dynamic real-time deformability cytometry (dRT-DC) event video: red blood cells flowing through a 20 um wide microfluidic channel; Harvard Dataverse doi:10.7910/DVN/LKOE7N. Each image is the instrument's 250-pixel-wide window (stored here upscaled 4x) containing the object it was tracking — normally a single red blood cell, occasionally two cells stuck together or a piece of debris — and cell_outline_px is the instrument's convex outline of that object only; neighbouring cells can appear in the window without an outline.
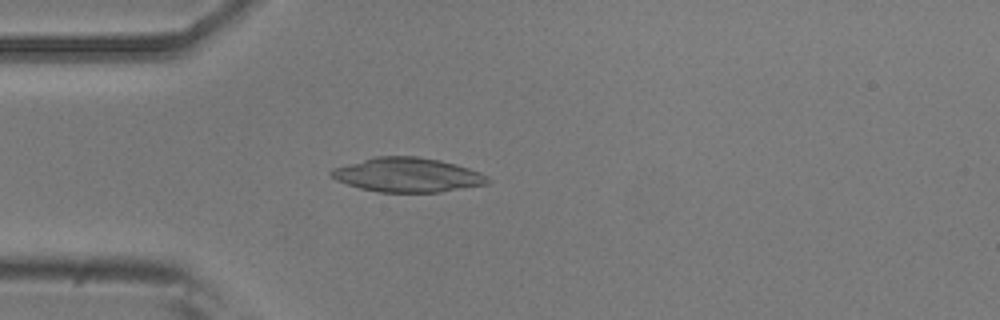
{"species": "common noctule bat (a hibernating species)", "species_latin": "Nyctalus noctula", "temperature_condition": "room temperature", "stored_images_in_passage": 52, "camera_frame_rate_fps": 3000, "um_per_image_px": 0.085, "animal": {"sex": "male", "body_mass_g": 20.5, "forearm_length_mm": 52.5}, "frame": {"image": 1, "passage_image": 14, "time_ms": 4.333, "image_size_px": [1000, 320], "cell_outline_px": [[492, 180], [488, 184], [440, 192], [380, 192], [360, 188], [336, 180], [328, 172], [332, 168], [376, 156], [416, 156], [440, 160], [456, 164], [480, 172], [488, 176]], "centroid_in_image_um": [34.66, 14.87], "position_along_channel_um": 50.3, "area_um2": 31.27}}
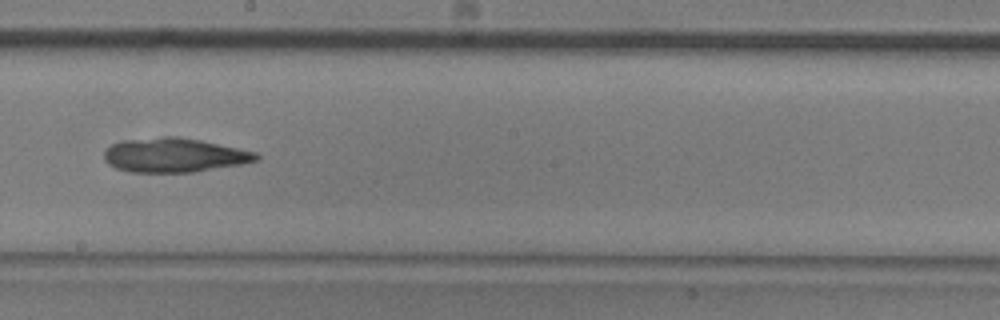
{"frame": {"image": 2, "passage_image": 29, "time_ms": 9.333, "image_size_px": [1000, 320], "cell_outline_px": [[260, 160], [244, 164], [192, 172], [128, 172], [116, 168], [108, 164], [104, 160], [104, 152], [112, 144], [124, 140], [160, 136], [180, 136], [200, 140], [256, 152], [260, 156]], "centroid_in_image_um": [14.82, 13.19], "position_along_channel_um": 233.4, "area_um2": 30.52}}
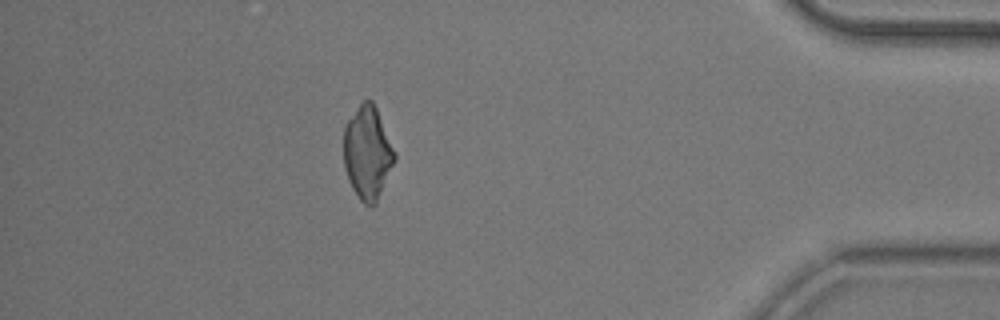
{"frame": {"image": 3, "passage_image": 46, "time_ms": 15.0, "image_size_px": [1000, 320], "cell_outline_px": [[396, 160], [376, 204], [372, 208], [364, 204], [360, 200], [352, 188], [344, 168], [344, 128], [348, 120], [360, 104], [364, 100], [372, 100], [376, 108], [396, 152]], "centroid_in_image_um": [31.25, 13.03], "position_along_channel_um": 403.9, "area_um2": 27.69}, "authors_computed_cell_mechanics": {"area_um2": 29.2757, "velocity_mm_per_s": 3.8299, "shape_relaxation_time_tau1_ms": null, "shape_relaxation_time_tau2_ms": 4.5589, "deformation_change_tau1": null, "deformation_change_tau2": 0.1085}}